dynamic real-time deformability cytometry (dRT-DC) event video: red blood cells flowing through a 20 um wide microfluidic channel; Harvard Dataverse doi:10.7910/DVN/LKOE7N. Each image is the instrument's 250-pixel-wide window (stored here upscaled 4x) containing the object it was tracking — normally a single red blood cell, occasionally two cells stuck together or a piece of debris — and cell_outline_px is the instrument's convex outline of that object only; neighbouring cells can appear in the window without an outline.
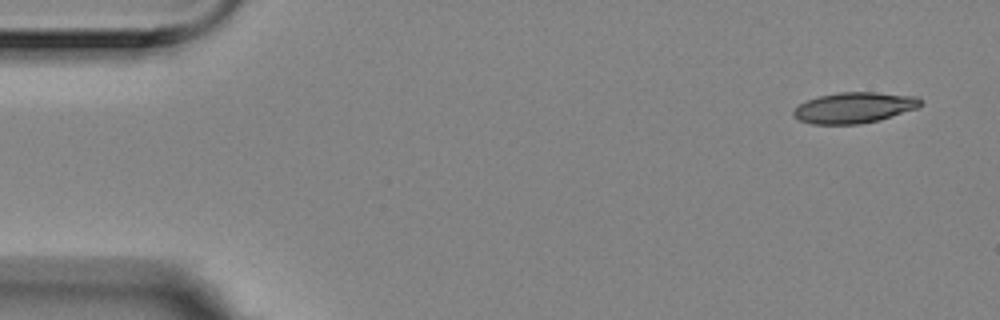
{"species": "Egyptian fruit bat (a non-hibernating species)", "species_latin": "Rousettus aegyptiacus", "temperature_condition": "room temperature", "stored_images_in_passage": 53, "camera_frame_rate_fps": 3000, "um_per_image_px": 0.085, "animal": {"sex": "female"}, "frame": {"image": 1, "passage_image": 1, "time_ms": 0.0, "image_size_px": [1000, 320], "cell_outline_px": [[924, 104], [920, 108], [880, 120], [860, 124], [812, 124], [800, 120], [792, 116], [792, 112], [800, 104], [808, 100], [820, 96], [840, 92], [876, 92], [916, 96], [924, 100]], "centroid_in_image_um": [72.69, 9.15], "position_along_channel_um": 12.3, "area_um2": 23.06}}
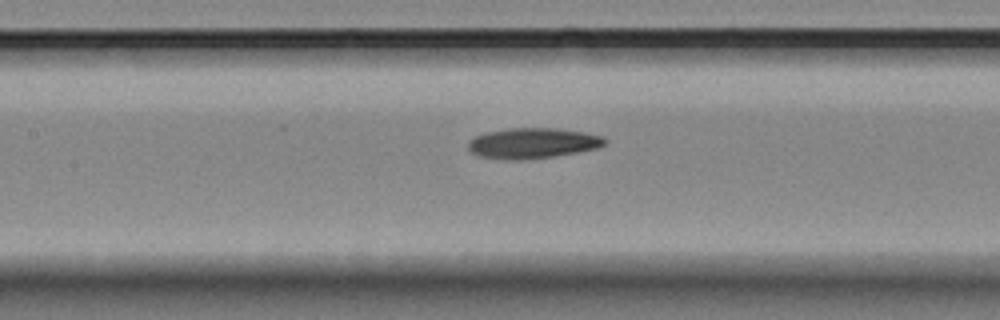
{"frame": {"image": 2, "passage_image": 23, "time_ms": 7.333, "image_size_px": [1000, 320], "cell_outline_px": [[608, 140], [600, 148], [552, 156], [524, 160], [504, 160], [476, 156], [468, 148], [468, 140], [484, 132], [508, 128], [556, 128], [584, 132], [604, 136]], "centroid_in_image_um": [45.26, 12.17], "position_along_channel_um": 162.1, "area_um2": 24.57}}
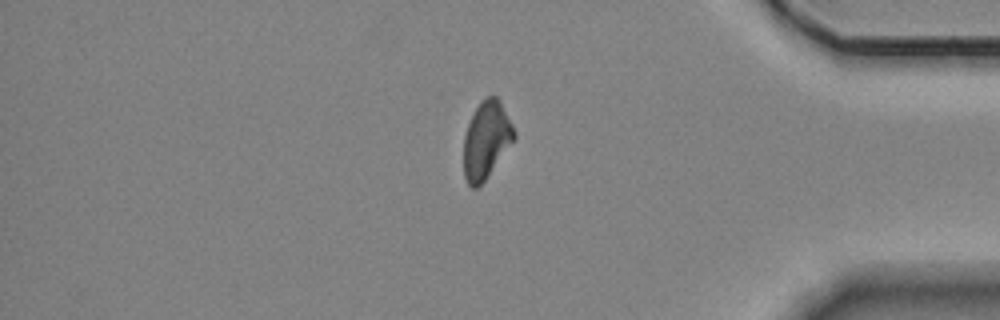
{"frame": {"image": 3, "passage_image": 45, "time_ms": 14.667, "image_size_px": [1000, 320], "cell_outline_px": [[516, 136], [484, 180], [476, 188], [472, 188], [468, 184], [464, 176], [464, 136], [468, 124], [480, 100], [484, 96], [496, 96], [500, 100], [516, 132]], "centroid_in_image_um": [41.32, 11.86], "position_along_channel_um": 393.9, "area_um2": 22.31}, "authors_computed_cell_mechanics": {"area_um2": 23.7558, "velocity_mm_per_s": 3.5317, "shape_relaxation_time_tau1_ms": 8.4112, "shape_relaxation_time_tau2_ms": null, "deformation_change_tau1": 0.1951, "deformation_change_tau2": null}}